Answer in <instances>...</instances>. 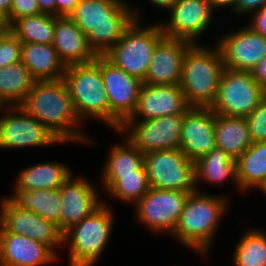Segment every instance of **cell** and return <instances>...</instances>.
I'll list each match as a JSON object with an SVG mask.
<instances>
[{
  "mask_svg": "<svg viewBox=\"0 0 266 266\" xmlns=\"http://www.w3.org/2000/svg\"><path fill=\"white\" fill-rule=\"evenodd\" d=\"M29 115L44 125L61 143H87L90 140L78 117L69 89L62 79L35 81L25 101L20 105Z\"/></svg>",
  "mask_w": 266,
  "mask_h": 266,
  "instance_id": "6da1fadb",
  "label": "cell"
},
{
  "mask_svg": "<svg viewBox=\"0 0 266 266\" xmlns=\"http://www.w3.org/2000/svg\"><path fill=\"white\" fill-rule=\"evenodd\" d=\"M133 3L117 0H80L69 16L87 36L96 56H105L134 20L141 21Z\"/></svg>",
  "mask_w": 266,
  "mask_h": 266,
  "instance_id": "7a4b0ae2",
  "label": "cell"
},
{
  "mask_svg": "<svg viewBox=\"0 0 266 266\" xmlns=\"http://www.w3.org/2000/svg\"><path fill=\"white\" fill-rule=\"evenodd\" d=\"M229 203L228 197L223 194L190 193L171 236L205 257L212 250L215 233L226 216Z\"/></svg>",
  "mask_w": 266,
  "mask_h": 266,
  "instance_id": "3957f363",
  "label": "cell"
},
{
  "mask_svg": "<svg viewBox=\"0 0 266 266\" xmlns=\"http://www.w3.org/2000/svg\"><path fill=\"white\" fill-rule=\"evenodd\" d=\"M225 70L220 48L193 44L184 58L180 87L190 107H210Z\"/></svg>",
  "mask_w": 266,
  "mask_h": 266,
  "instance_id": "277c9868",
  "label": "cell"
},
{
  "mask_svg": "<svg viewBox=\"0 0 266 266\" xmlns=\"http://www.w3.org/2000/svg\"><path fill=\"white\" fill-rule=\"evenodd\" d=\"M106 201L63 234L69 266H95L112 234L114 213Z\"/></svg>",
  "mask_w": 266,
  "mask_h": 266,
  "instance_id": "5b68a950",
  "label": "cell"
},
{
  "mask_svg": "<svg viewBox=\"0 0 266 266\" xmlns=\"http://www.w3.org/2000/svg\"><path fill=\"white\" fill-rule=\"evenodd\" d=\"M80 120H98L110 127V109L100 69V56L87 64L71 65L63 77Z\"/></svg>",
  "mask_w": 266,
  "mask_h": 266,
  "instance_id": "8992f818",
  "label": "cell"
},
{
  "mask_svg": "<svg viewBox=\"0 0 266 266\" xmlns=\"http://www.w3.org/2000/svg\"><path fill=\"white\" fill-rule=\"evenodd\" d=\"M134 20L105 57L128 75L144 81L156 44L164 37L159 23Z\"/></svg>",
  "mask_w": 266,
  "mask_h": 266,
  "instance_id": "52a82bcc",
  "label": "cell"
},
{
  "mask_svg": "<svg viewBox=\"0 0 266 266\" xmlns=\"http://www.w3.org/2000/svg\"><path fill=\"white\" fill-rule=\"evenodd\" d=\"M266 97V91L253 79L250 71L224 70L216 98L209 107L215 114L246 117Z\"/></svg>",
  "mask_w": 266,
  "mask_h": 266,
  "instance_id": "ba28073f",
  "label": "cell"
},
{
  "mask_svg": "<svg viewBox=\"0 0 266 266\" xmlns=\"http://www.w3.org/2000/svg\"><path fill=\"white\" fill-rule=\"evenodd\" d=\"M144 165L151 188L193 193L195 161L179 149L158 150L144 154Z\"/></svg>",
  "mask_w": 266,
  "mask_h": 266,
  "instance_id": "9c48e42d",
  "label": "cell"
},
{
  "mask_svg": "<svg viewBox=\"0 0 266 266\" xmlns=\"http://www.w3.org/2000/svg\"><path fill=\"white\" fill-rule=\"evenodd\" d=\"M190 192L151 188L133 207L136 222L156 233L174 232Z\"/></svg>",
  "mask_w": 266,
  "mask_h": 266,
  "instance_id": "30bf717a",
  "label": "cell"
},
{
  "mask_svg": "<svg viewBox=\"0 0 266 266\" xmlns=\"http://www.w3.org/2000/svg\"><path fill=\"white\" fill-rule=\"evenodd\" d=\"M100 69L109 101L110 127L119 131L136 110L143 81L128 75L105 56H100Z\"/></svg>",
  "mask_w": 266,
  "mask_h": 266,
  "instance_id": "8fae6325",
  "label": "cell"
},
{
  "mask_svg": "<svg viewBox=\"0 0 266 266\" xmlns=\"http://www.w3.org/2000/svg\"><path fill=\"white\" fill-rule=\"evenodd\" d=\"M0 111L1 149L40 148L61 143L20 105L0 106Z\"/></svg>",
  "mask_w": 266,
  "mask_h": 266,
  "instance_id": "7c38bea8",
  "label": "cell"
},
{
  "mask_svg": "<svg viewBox=\"0 0 266 266\" xmlns=\"http://www.w3.org/2000/svg\"><path fill=\"white\" fill-rule=\"evenodd\" d=\"M184 115H169L146 121H126L116 133L127 137L143 154L180 148Z\"/></svg>",
  "mask_w": 266,
  "mask_h": 266,
  "instance_id": "4fadbf2b",
  "label": "cell"
},
{
  "mask_svg": "<svg viewBox=\"0 0 266 266\" xmlns=\"http://www.w3.org/2000/svg\"><path fill=\"white\" fill-rule=\"evenodd\" d=\"M168 13L169 21L166 24L165 21L159 22L164 36L188 40L194 44L199 43L200 35L210 28L215 16L208 0H177Z\"/></svg>",
  "mask_w": 266,
  "mask_h": 266,
  "instance_id": "5bb4252c",
  "label": "cell"
},
{
  "mask_svg": "<svg viewBox=\"0 0 266 266\" xmlns=\"http://www.w3.org/2000/svg\"><path fill=\"white\" fill-rule=\"evenodd\" d=\"M229 32L216 39L225 68L251 72L266 55V38L247 25Z\"/></svg>",
  "mask_w": 266,
  "mask_h": 266,
  "instance_id": "9a60e30c",
  "label": "cell"
},
{
  "mask_svg": "<svg viewBox=\"0 0 266 266\" xmlns=\"http://www.w3.org/2000/svg\"><path fill=\"white\" fill-rule=\"evenodd\" d=\"M73 175L60 187L62 199L60 231L63 234L103 204V199L91 181L86 177Z\"/></svg>",
  "mask_w": 266,
  "mask_h": 266,
  "instance_id": "2e32d148",
  "label": "cell"
},
{
  "mask_svg": "<svg viewBox=\"0 0 266 266\" xmlns=\"http://www.w3.org/2000/svg\"><path fill=\"white\" fill-rule=\"evenodd\" d=\"M189 108L180 85L143 83L136 110L127 121H146L169 115H184Z\"/></svg>",
  "mask_w": 266,
  "mask_h": 266,
  "instance_id": "e0dca14e",
  "label": "cell"
},
{
  "mask_svg": "<svg viewBox=\"0 0 266 266\" xmlns=\"http://www.w3.org/2000/svg\"><path fill=\"white\" fill-rule=\"evenodd\" d=\"M193 44L188 40L164 36L156 44L143 83L151 85H179L185 55Z\"/></svg>",
  "mask_w": 266,
  "mask_h": 266,
  "instance_id": "ac0fdd59",
  "label": "cell"
},
{
  "mask_svg": "<svg viewBox=\"0 0 266 266\" xmlns=\"http://www.w3.org/2000/svg\"><path fill=\"white\" fill-rule=\"evenodd\" d=\"M215 113L209 107H190L184 114L180 149L196 161L216 147Z\"/></svg>",
  "mask_w": 266,
  "mask_h": 266,
  "instance_id": "d6986e66",
  "label": "cell"
},
{
  "mask_svg": "<svg viewBox=\"0 0 266 266\" xmlns=\"http://www.w3.org/2000/svg\"><path fill=\"white\" fill-rule=\"evenodd\" d=\"M59 256L45 243L7 232L0 225V266H44Z\"/></svg>",
  "mask_w": 266,
  "mask_h": 266,
  "instance_id": "ffe728a7",
  "label": "cell"
},
{
  "mask_svg": "<svg viewBox=\"0 0 266 266\" xmlns=\"http://www.w3.org/2000/svg\"><path fill=\"white\" fill-rule=\"evenodd\" d=\"M53 47L66 67L87 64L96 59L87 36L70 17H57Z\"/></svg>",
  "mask_w": 266,
  "mask_h": 266,
  "instance_id": "44dd1931",
  "label": "cell"
},
{
  "mask_svg": "<svg viewBox=\"0 0 266 266\" xmlns=\"http://www.w3.org/2000/svg\"><path fill=\"white\" fill-rule=\"evenodd\" d=\"M21 62L36 81L62 79L67 68L52 44L22 43Z\"/></svg>",
  "mask_w": 266,
  "mask_h": 266,
  "instance_id": "7402d4cb",
  "label": "cell"
},
{
  "mask_svg": "<svg viewBox=\"0 0 266 266\" xmlns=\"http://www.w3.org/2000/svg\"><path fill=\"white\" fill-rule=\"evenodd\" d=\"M13 191V194L7 198L15 206L37 213L40 217L55 223L60 230L62 214L60 188L23 190L14 185Z\"/></svg>",
  "mask_w": 266,
  "mask_h": 266,
  "instance_id": "603a6c76",
  "label": "cell"
},
{
  "mask_svg": "<svg viewBox=\"0 0 266 266\" xmlns=\"http://www.w3.org/2000/svg\"><path fill=\"white\" fill-rule=\"evenodd\" d=\"M228 180L234 182V186L236 185L239 190L237 160L222 149L215 147L195 161V186L198 192H200V187L197 186L201 181L211 185H223Z\"/></svg>",
  "mask_w": 266,
  "mask_h": 266,
  "instance_id": "cb8c5ba5",
  "label": "cell"
},
{
  "mask_svg": "<svg viewBox=\"0 0 266 266\" xmlns=\"http://www.w3.org/2000/svg\"><path fill=\"white\" fill-rule=\"evenodd\" d=\"M16 176L15 186L23 190L59 189L73 174L62 162H40L23 168Z\"/></svg>",
  "mask_w": 266,
  "mask_h": 266,
  "instance_id": "d4e9b609",
  "label": "cell"
},
{
  "mask_svg": "<svg viewBox=\"0 0 266 266\" xmlns=\"http://www.w3.org/2000/svg\"><path fill=\"white\" fill-rule=\"evenodd\" d=\"M214 132L216 147L222 149L236 160L253 143L245 117H229L215 114Z\"/></svg>",
  "mask_w": 266,
  "mask_h": 266,
  "instance_id": "484cf974",
  "label": "cell"
},
{
  "mask_svg": "<svg viewBox=\"0 0 266 266\" xmlns=\"http://www.w3.org/2000/svg\"><path fill=\"white\" fill-rule=\"evenodd\" d=\"M100 180L103 191H106L104 193L113 199L122 200L131 205H134L151 189L145 165L136 170L135 174L101 175Z\"/></svg>",
  "mask_w": 266,
  "mask_h": 266,
  "instance_id": "4316f807",
  "label": "cell"
},
{
  "mask_svg": "<svg viewBox=\"0 0 266 266\" xmlns=\"http://www.w3.org/2000/svg\"><path fill=\"white\" fill-rule=\"evenodd\" d=\"M35 81L22 62L0 68V106L21 105Z\"/></svg>",
  "mask_w": 266,
  "mask_h": 266,
  "instance_id": "83f0119b",
  "label": "cell"
},
{
  "mask_svg": "<svg viewBox=\"0 0 266 266\" xmlns=\"http://www.w3.org/2000/svg\"><path fill=\"white\" fill-rule=\"evenodd\" d=\"M237 179L242 193L266 182V141L252 143L237 159Z\"/></svg>",
  "mask_w": 266,
  "mask_h": 266,
  "instance_id": "f1b7e54d",
  "label": "cell"
},
{
  "mask_svg": "<svg viewBox=\"0 0 266 266\" xmlns=\"http://www.w3.org/2000/svg\"><path fill=\"white\" fill-rule=\"evenodd\" d=\"M56 16L40 13L16 19L11 32L22 43L53 44Z\"/></svg>",
  "mask_w": 266,
  "mask_h": 266,
  "instance_id": "f546056e",
  "label": "cell"
},
{
  "mask_svg": "<svg viewBox=\"0 0 266 266\" xmlns=\"http://www.w3.org/2000/svg\"><path fill=\"white\" fill-rule=\"evenodd\" d=\"M123 141L109 149L101 175L135 174L144 165V154L127 137Z\"/></svg>",
  "mask_w": 266,
  "mask_h": 266,
  "instance_id": "4dcf8cb0",
  "label": "cell"
},
{
  "mask_svg": "<svg viewBox=\"0 0 266 266\" xmlns=\"http://www.w3.org/2000/svg\"><path fill=\"white\" fill-rule=\"evenodd\" d=\"M234 247V266H266V231L246 229Z\"/></svg>",
  "mask_w": 266,
  "mask_h": 266,
  "instance_id": "1f68e13d",
  "label": "cell"
},
{
  "mask_svg": "<svg viewBox=\"0 0 266 266\" xmlns=\"http://www.w3.org/2000/svg\"><path fill=\"white\" fill-rule=\"evenodd\" d=\"M0 225L7 232L27 236L30 211L15 206L6 196L0 202Z\"/></svg>",
  "mask_w": 266,
  "mask_h": 266,
  "instance_id": "d6a6232c",
  "label": "cell"
},
{
  "mask_svg": "<svg viewBox=\"0 0 266 266\" xmlns=\"http://www.w3.org/2000/svg\"><path fill=\"white\" fill-rule=\"evenodd\" d=\"M27 237L35 241L45 243L47 246L56 251L59 247H63V233L58 226L42 217L37 213L30 211V225Z\"/></svg>",
  "mask_w": 266,
  "mask_h": 266,
  "instance_id": "836d02e7",
  "label": "cell"
},
{
  "mask_svg": "<svg viewBox=\"0 0 266 266\" xmlns=\"http://www.w3.org/2000/svg\"><path fill=\"white\" fill-rule=\"evenodd\" d=\"M252 142L266 141V97L245 117Z\"/></svg>",
  "mask_w": 266,
  "mask_h": 266,
  "instance_id": "e575fe53",
  "label": "cell"
},
{
  "mask_svg": "<svg viewBox=\"0 0 266 266\" xmlns=\"http://www.w3.org/2000/svg\"><path fill=\"white\" fill-rule=\"evenodd\" d=\"M22 42L11 32L0 46V68L21 62Z\"/></svg>",
  "mask_w": 266,
  "mask_h": 266,
  "instance_id": "d590c367",
  "label": "cell"
},
{
  "mask_svg": "<svg viewBox=\"0 0 266 266\" xmlns=\"http://www.w3.org/2000/svg\"><path fill=\"white\" fill-rule=\"evenodd\" d=\"M42 13L38 0H12L9 26L18 18Z\"/></svg>",
  "mask_w": 266,
  "mask_h": 266,
  "instance_id": "8d00e7d4",
  "label": "cell"
},
{
  "mask_svg": "<svg viewBox=\"0 0 266 266\" xmlns=\"http://www.w3.org/2000/svg\"><path fill=\"white\" fill-rule=\"evenodd\" d=\"M264 6H266V0H238L233 12L239 15H248L249 13L251 15Z\"/></svg>",
  "mask_w": 266,
  "mask_h": 266,
  "instance_id": "74e56055",
  "label": "cell"
},
{
  "mask_svg": "<svg viewBox=\"0 0 266 266\" xmlns=\"http://www.w3.org/2000/svg\"><path fill=\"white\" fill-rule=\"evenodd\" d=\"M250 19L251 22L247 26L266 38V6L251 14Z\"/></svg>",
  "mask_w": 266,
  "mask_h": 266,
  "instance_id": "f35d334b",
  "label": "cell"
},
{
  "mask_svg": "<svg viewBox=\"0 0 266 266\" xmlns=\"http://www.w3.org/2000/svg\"><path fill=\"white\" fill-rule=\"evenodd\" d=\"M80 0H55L56 3V16L69 17L79 4Z\"/></svg>",
  "mask_w": 266,
  "mask_h": 266,
  "instance_id": "ab89813d",
  "label": "cell"
},
{
  "mask_svg": "<svg viewBox=\"0 0 266 266\" xmlns=\"http://www.w3.org/2000/svg\"><path fill=\"white\" fill-rule=\"evenodd\" d=\"M253 79L266 91V55L252 69Z\"/></svg>",
  "mask_w": 266,
  "mask_h": 266,
  "instance_id": "60d3db41",
  "label": "cell"
},
{
  "mask_svg": "<svg viewBox=\"0 0 266 266\" xmlns=\"http://www.w3.org/2000/svg\"><path fill=\"white\" fill-rule=\"evenodd\" d=\"M211 4L212 9L216 12L217 9H222V7H232L231 10H235L236 4L238 0H208Z\"/></svg>",
  "mask_w": 266,
  "mask_h": 266,
  "instance_id": "b9f144b4",
  "label": "cell"
},
{
  "mask_svg": "<svg viewBox=\"0 0 266 266\" xmlns=\"http://www.w3.org/2000/svg\"><path fill=\"white\" fill-rule=\"evenodd\" d=\"M39 8L42 13L51 14L56 16V3L55 0H38Z\"/></svg>",
  "mask_w": 266,
  "mask_h": 266,
  "instance_id": "7bdbcfd3",
  "label": "cell"
},
{
  "mask_svg": "<svg viewBox=\"0 0 266 266\" xmlns=\"http://www.w3.org/2000/svg\"><path fill=\"white\" fill-rule=\"evenodd\" d=\"M155 7L162 8L163 10H169L172 6H174L177 0H148Z\"/></svg>",
  "mask_w": 266,
  "mask_h": 266,
  "instance_id": "ee69618b",
  "label": "cell"
},
{
  "mask_svg": "<svg viewBox=\"0 0 266 266\" xmlns=\"http://www.w3.org/2000/svg\"><path fill=\"white\" fill-rule=\"evenodd\" d=\"M12 0H0V12L7 19L9 24V13L11 11Z\"/></svg>",
  "mask_w": 266,
  "mask_h": 266,
  "instance_id": "f6af8a7d",
  "label": "cell"
},
{
  "mask_svg": "<svg viewBox=\"0 0 266 266\" xmlns=\"http://www.w3.org/2000/svg\"><path fill=\"white\" fill-rule=\"evenodd\" d=\"M11 33L10 27L0 28V46L2 41Z\"/></svg>",
  "mask_w": 266,
  "mask_h": 266,
  "instance_id": "bcb514c9",
  "label": "cell"
},
{
  "mask_svg": "<svg viewBox=\"0 0 266 266\" xmlns=\"http://www.w3.org/2000/svg\"><path fill=\"white\" fill-rule=\"evenodd\" d=\"M4 27H10L7 19L3 16V14L0 12V28H4Z\"/></svg>",
  "mask_w": 266,
  "mask_h": 266,
  "instance_id": "7dc6e473",
  "label": "cell"
},
{
  "mask_svg": "<svg viewBox=\"0 0 266 266\" xmlns=\"http://www.w3.org/2000/svg\"><path fill=\"white\" fill-rule=\"evenodd\" d=\"M263 194L266 195V182L259 188Z\"/></svg>",
  "mask_w": 266,
  "mask_h": 266,
  "instance_id": "c3c4849f",
  "label": "cell"
},
{
  "mask_svg": "<svg viewBox=\"0 0 266 266\" xmlns=\"http://www.w3.org/2000/svg\"><path fill=\"white\" fill-rule=\"evenodd\" d=\"M117 1L130 3V1L128 2V1H126V0H117Z\"/></svg>",
  "mask_w": 266,
  "mask_h": 266,
  "instance_id": "681fc988",
  "label": "cell"
}]
</instances>
